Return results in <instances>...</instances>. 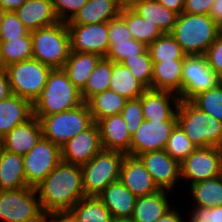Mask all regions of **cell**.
I'll return each mask as SVG.
<instances>
[{"instance_id": "cell-55", "label": "cell", "mask_w": 222, "mask_h": 222, "mask_svg": "<svg viewBox=\"0 0 222 222\" xmlns=\"http://www.w3.org/2000/svg\"><path fill=\"white\" fill-rule=\"evenodd\" d=\"M121 9H132L141 0H116Z\"/></svg>"}, {"instance_id": "cell-27", "label": "cell", "mask_w": 222, "mask_h": 222, "mask_svg": "<svg viewBox=\"0 0 222 222\" xmlns=\"http://www.w3.org/2000/svg\"><path fill=\"white\" fill-rule=\"evenodd\" d=\"M30 187L26 183L21 155L0 151V190H17Z\"/></svg>"}, {"instance_id": "cell-21", "label": "cell", "mask_w": 222, "mask_h": 222, "mask_svg": "<svg viewBox=\"0 0 222 222\" xmlns=\"http://www.w3.org/2000/svg\"><path fill=\"white\" fill-rule=\"evenodd\" d=\"M97 197L109 209L113 219L131 218L137 200L120 180L111 182Z\"/></svg>"}, {"instance_id": "cell-57", "label": "cell", "mask_w": 222, "mask_h": 222, "mask_svg": "<svg viewBox=\"0 0 222 222\" xmlns=\"http://www.w3.org/2000/svg\"><path fill=\"white\" fill-rule=\"evenodd\" d=\"M2 150V138L0 137V151Z\"/></svg>"}, {"instance_id": "cell-42", "label": "cell", "mask_w": 222, "mask_h": 222, "mask_svg": "<svg viewBox=\"0 0 222 222\" xmlns=\"http://www.w3.org/2000/svg\"><path fill=\"white\" fill-rule=\"evenodd\" d=\"M147 49L148 47L144 43L130 39L127 42L113 43L109 48L106 58L113 62L121 63L127 57L144 53Z\"/></svg>"}, {"instance_id": "cell-18", "label": "cell", "mask_w": 222, "mask_h": 222, "mask_svg": "<svg viewBox=\"0 0 222 222\" xmlns=\"http://www.w3.org/2000/svg\"><path fill=\"white\" fill-rule=\"evenodd\" d=\"M119 180L137 197L160 190L141 160L130 155H125L123 159Z\"/></svg>"}, {"instance_id": "cell-12", "label": "cell", "mask_w": 222, "mask_h": 222, "mask_svg": "<svg viewBox=\"0 0 222 222\" xmlns=\"http://www.w3.org/2000/svg\"><path fill=\"white\" fill-rule=\"evenodd\" d=\"M222 80L209 66L205 55H186L182 68V100L215 88Z\"/></svg>"}, {"instance_id": "cell-5", "label": "cell", "mask_w": 222, "mask_h": 222, "mask_svg": "<svg viewBox=\"0 0 222 222\" xmlns=\"http://www.w3.org/2000/svg\"><path fill=\"white\" fill-rule=\"evenodd\" d=\"M32 58L52 69H61L71 52L70 34L66 22L30 31Z\"/></svg>"}, {"instance_id": "cell-43", "label": "cell", "mask_w": 222, "mask_h": 222, "mask_svg": "<svg viewBox=\"0 0 222 222\" xmlns=\"http://www.w3.org/2000/svg\"><path fill=\"white\" fill-rule=\"evenodd\" d=\"M120 114L132 136L144 121L141 99L137 98L127 100Z\"/></svg>"}, {"instance_id": "cell-19", "label": "cell", "mask_w": 222, "mask_h": 222, "mask_svg": "<svg viewBox=\"0 0 222 222\" xmlns=\"http://www.w3.org/2000/svg\"><path fill=\"white\" fill-rule=\"evenodd\" d=\"M42 137L40 121L33 115L2 137V149L24 156Z\"/></svg>"}, {"instance_id": "cell-50", "label": "cell", "mask_w": 222, "mask_h": 222, "mask_svg": "<svg viewBox=\"0 0 222 222\" xmlns=\"http://www.w3.org/2000/svg\"><path fill=\"white\" fill-rule=\"evenodd\" d=\"M12 95L7 72L4 68L0 69V101L9 98Z\"/></svg>"}, {"instance_id": "cell-31", "label": "cell", "mask_w": 222, "mask_h": 222, "mask_svg": "<svg viewBox=\"0 0 222 222\" xmlns=\"http://www.w3.org/2000/svg\"><path fill=\"white\" fill-rule=\"evenodd\" d=\"M196 207L213 208L222 205V175L190 185Z\"/></svg>"}, {"instance_id": "cell-37", "label": "cell", "mask_w": 222, "mask_h": 222, "mask_svg": "<svg viewBox=\"0 0 222 222\" xmlns=\"http://www.w3.org/2000/svg\"><path fill=\"white\" fill-rule=\"evenodd\" d=\"M148 51L153 63L184 59L186 56L170 33H164L154 40L148 46Z\"/></svg>"}, {"instance_id": "cell-36", "label": "cell", "mask_w": 222, "mask_h": 222, "mask_svg": "<svg viewBox=\"0 0 222 222\" xmlns=\"http://www.w3.org/2000/svg\"><path fill=\"white\" fill-rule=\"evenodd\" d=\"M32 58V39L31 34L22 36L18 39L0 41V61L6 66Z\"/></svg>"}, {"instance_id": "cell-45", "label": "cell", "mask_w": 222, "mask_h": 222, "mask_svg": "<svg viewBox=\"0 0 222 222\" xmlns=\"http://www.w3.org/2000/svg\"><path fill=\"white\" fill-rule=\"evenodd\" d=\"M108 39L110 46L113 43H122L133 39L125 20L120 15L108 22Z\"/></svg>"}, {"instance_id": "cell-30", "label": "cell", "mask_w": 222, "mask_h": 222, "mask_svg": "<svg viewBox=\"0 0 222 222\" xmlns=\"http://www.w3.org/2000/svg\"><path fill=\"white\" fill-rule=\"evenodd\" d=\"M109 89L129 99L139 98L147 88L122 63L113 62Z\"/></svg>"}, {"instance_id": "cell-11", "label": "cell", "mask_w": 222, "mask_h": 222, "mask_svg": "<svg viewBox=\"0 0 222 222\" xmlns=\"http://www.w3.org/2000/svg\"><path fill=\"white\" fill-rule=\"evenodd\" d=\"M22 157L26 183L35 187L61 162V148L42 137Z\"/></svg>"}, {"instance_id": "cell-16", "label": "cell", "mask_w": 222, "mask_h": 222, "mask_svg": "<svg viewBox=\"0 0 222 222\" xmlns=\"http://www.w3.org/2000/svg\"><path fill=\"white\" fill-rule=\"evenodd\" d=\"M159 189L173 191L180 176V163L165 150L146 152L138 156Z\"/></svg>"}, {"instance_id": "cell-32", "label": "cell", "mask_w": 222, "mask_h": 222, "mask_svg": "<svg viewBox=\"0 0 222 222\" xmlns=\"http://www.w3.org/2000/svg\"><path fill=\"white\" fill-rule=\"evenodd\" d=\"M127 99L110 89L92 97L88 102L94 122L111 115H118L123 110Z\"/></svg>"}, {"instance_id": "cell-44", "label": "cell", "mask_w": 222, "mask_h": 222, "mask_svg": "<svg viewBox=\"0 0 222 222\" xmlns=\"http://www.w3.org/2000/svg\"><path fill=\"white\" fill-rule=\"evenodd\" d=\"M87 2L88 0H52V5L57 19L68 22Z\"/></svg>"}, {"instance_id": "cell-1", "label": "cell", "mask_w": 222, "mask_h": 222, "mask_svg": "<svg viewBox=\"0 0 222 222\" xmlns=\"http://www.w3.org/2000/svg\"><path fill=\"white\" fill-rule=\"evenodd\" d=\"M34 188L47 216L53 212L71 210L85 197L81 167L64 161Z\"/></svg>"}, {"instance_id": "cell-9", "label": "cell", "mask_w": 222, "mask_h": 222, "mask_svg": "<svg viewBox=\"0 0 222 222\" xmlns=\"http://www.w3.org/2000/svg\"><path fill=\"white\" fill-rule=\"evenodd\" d=\"M13 95L29 100L32 104L42 93L52 68L36 59L13 63L4 68Z\"/></svg>"}, {"instance_id": "cell-48", "label": "cell", "mask_w": 222, "mask_h": 222, "mask_svg": "<svg viewBox=\"0 0 222 222\" xmlns=\"http://www.w3.org/2000/svg\"><path fill=\"white\" fill-rule=\"evenodd\" d=\"M215 0H184L183 12L187 14L210 15Z\"/></svg>"}, {"instance_id": "cell-14", "label": "cell", "mask_w": 222, "mask_h": 222, "mask_svg": "<svg viewBox=\"0 0 222 222\" xmlns=\"http://www.w3.org/2000/svg\"><path fill=\"white\" fill-rule=\"evenodd\" d=\"M177 121H149L141 123L132 135L130 156L138 157L152 151L165 150L168 138Z\"/></svg>"}, {"instance_id": "cell-56", "label": "cell", "mask_w": 222, "mask_h": 222, "mask_svg": "<svg viewBox=\"0 0 222 222\" xmlns=\"http://www.w3.org/2000/svg\"><path fill=\"white\" fill-rule=\"evenodd\" d=\"M112 222H133L131 218L113 219Z\"/></svg>"}, {"instance_id": "cell-6", "label": "cell", "mask_w": 222, "mask_h": 222, "mask_svg": "<svg viewBox=\"0 0 222 222\" xmlns=\"http://www.w3.org/2000/svg\"><path fill=\"white\" fill-rule=\"evenodd\" d=\"M36 118L40 121L43 137L60 148L94 123L90 108L85 102L68 111Z\"/></svg>"}, {"instance_id": "cell-41", "label": "cell", "mask_w": 222, "mask_h": 222, "mask_svg": "<svg viewBox=\"0 0 222 222\" xmlns=\"http://www.w3.org/2000/svg\"><path fill=\"white\" fill-rule=\"evenodd\" d=\"M27 29L15 12H0V41H9L29 35Z\"/></svg>"}, {"instance_id": "cell-24", "label": "cell", "mask_w": 222, "mask_h": 222, "mask_svg": "<svg viewBox=\"0 0 222 222\" xmlns=\"http://www.w3.org/2000/svg\"><path fill=\"white\" fill-rule=\"evenodd\" d=\"M184 59L153 63L151 89L170 91L182 100V68Z\"/></svg>"}, {"instance_id": "cell-28", "label": "cell", "mask_w": 222, "mask_h": 222, "mask_svg": "<svg viewBox=\"0 0 222 222\" xmlns=\"http://www.w3.org/2000/svg\"><path fill=\"white\" fill-rule=\"evenodd\" d=\"M101 58L96 53L71 51L63 69L74 86L82 91Z\"/></svg>"}, {"instance_id": "cell-25", "label": "cell", "mask_w": 222, "mask_h": 222, "mask_svg": "<svg viewBox=\"0 0 222 222\" xmlns=\"http://www.w3.org/2000/svg\"><path fill=\"white\" fill-rule=\"evenodd\" d=\"M168 190L137 197L131 219L133 222H156L172 207L167 199ZM169 201V202H168Z\"/></svg>"}, {"instance_id": "cell-47", "label": "cell", "mask_w": 222, "mask_h": 222, "mask_svg": "<svg viewBox=\"0 0 222 222\" xmlns=\"http://www.w3.org/2000/svg\"><path fill=\"white\" fill-rule=\"evenodd\" d=\"M189 222H222V205L213 208L194 206Z\"/></svg>"}, {"instance_id": "cell-8", "label": "cell", "mask_w": 222, "mask_h": 222, "mask_svg": "<svg viewBox=\"0 0 222 222\" xmlns=\"http://www.w3.org/2000/svg\"><path fill=\"white\" fill-rule=\"evenodd\" d=\"M0 219L3 222H47L34 187L0 190Z\"/></svg>"}, {"instance_id": "cell-49", "label": "cell", "mask_w": 222, "mask_h": 222, "mask_svg": "<svg viewBox=\"0 0 222 222\" xmlns=\"http://www.w3.org/2000/svg\"><path fill=\"white\" fill-rule=\"evenodd\" d=\"M49 219V220H48ZM47 222H79L76 216L70 211H57L47 216Z\"/></svg>"}, {"instance_id": "cell-17", "label": "cell", "mask_w": 222, "mask_h": 222, "mask_svg": "<svg viewBox=\"0 0 222 222\" xmlns=\"http://www.w3.org/2000/svg\"><path fill=\"white\" fill-rule=\"evenodd\" d=\"M139 98L145 120L177 121L176 111L180 101L177 94L170 91L147 89Z\"/></svg>"}, {"instance_id": "cell-29", "label": "cell", "mask_w": 222, "mask_h": 222, "mask_svg": "<svg viewBox=\"0 0 222 222\" xmlns=\"http://www.w3.org/2000/svg\"><path fill=\"white\" fill-rule=\"evenodd\" d=\"M132 10L141 18L155 24L163 33H170L178 14L163 6L157 0H141Z\"/></svg>"}, {"instance_id": "cell-10", "label": "cell", "mask_w": 222, "mask_h": 222, "mask_svg": "<svg viewBox=\"0 0 222 222\" xmlns=\"http://www.w3.org/2000/svg\"><path fill=\"white\" fill-rule=\"evenodd\" d=\"M222 175V148L198 147L180 163L181 179L190 185Z\"/></svg>"}, {"instance_id": "cell-46", "label": "cell", "mask_w": 222, "mask_h": 222, "mask_svg": "<svg viewBox=\"0 0 222 222\" xmlns=\"http://www.w3.org/2000/svg\"><path fill=\"white\" fill-rule=\"evenodd\" d=\"M204 55L211 69L222 80V33L210 45Z\"/></svg>"}, {"instance_id": "cell-52", "label": "cell", "mask_w": 222, "mask_h": 222, "mask_svg": "<svg viewBox=\"0 0 222 222\" xmlns=\"http://www.w3.org/2000/svg\"><path fill=\"white\" fill-rule=\"evenodd\" d=\"M163 6L174 11L178 15L184 10V0H157Z\"/></svg>"}, {"instance_id": "cell-54", "label": "cell", "mask_w": 222, "mask_h": 222, "mask_svg": "<svg viewBox=\"0 0 222 222\" xmlns=\"http://www.w3.org/2000/svg\"><path fill=\"white\" fill-rule=\"evenodd\" d=\"M156 222H184V219L177 209L171 208Z\"/></svg>"}, {"instance_id": "cell-40", "label": "cell", "mask_w": 222, "mask_h": 222, "mask_svg": "<svg viewBox=\"0 0 222 222\" xmlns=\"http://www.w3.org/2000/svg\"><path fill=\"white\" fill-rule=\"evenodd\" d=\"M196 149V146L186 136L178 124L172 129L165 151L176 161L181 163Z\"/></svg>"}, {"instance_id": "cell-7", "label": "cell", "mask_w": 222, "mask_h": 222, "mask_svg": "<svg viewBox=\"0 0 222 222\" xmlns=\"http://www.w3.org/2000/svg\"><path fill=\"white\" fill-rule=\"evenodd\" d=\"M125 155L120 151L102 149L80 166L85 197H97L111 182L119 180Z\"/></svg>"}, {"instance_id": "cell-23", "label": "cell", "mask_w": 222, "mask_h": 222, "mask_svg": "<svg viewBox=\"0 0 222 222\" xmlns=\"http://www.w3.org/2000/svg\"><path fill=\"white\" fill-rule=\"evenodd\" d=\"M33 116L32 103L20 96L11 95L0 101V137H4L14 127Z\"/></svg>"}, {"instance_id": "cell-13", "label": "cell", "mask_w": 222, "mask_h": 222, "mask_svg": "<svg viewBox=\"0 0 222 222\" xmlns=\"http://www.w3.org/2000/svg\"><path fill=\"white\" fill-rule=\"evenodd\" d=\"M70 34L71 51L96 53L106 57L110 43L108 22L98 24H67Z\"/></svg>"}, {"instance_id": "cell-38", "label": "cell", "mask_w": 222, "mask_h": 222, "mask_svg": "<svg viewBox=\"0 0 222 222\" xmlns=\"http://www.w3.org/2000/svg\"><path fill=\"white\" fill-rule=\"evenodd\" d=\"M147 89H151L153 62L148 49L141 54L127 57L121 62Z\"/></svg>"}, {"instance_id": "cell-39", "label": "cell", "mask_w": 222, "mask_h": 222, "mask_svg": "<svg viewBox=\"0 0 222 222\" xmlns=\"http://www.w3.org/2000/svg\"><path fill=\"white\" fill-rule=\"evenodd\" d=\"M190 101L200 110L222 121V82L215 88L197 94Z\"/></svg>"}, {"instance_id": "cell-53", "label": "cell", "mask_w": 222, "mask_h": 222, "mask_svg": "<svg viewBox=\"0 0 222 222\" xmlns=\"http://www.w3.org/2000/svg\"><path fill=\"white\" fill-rule=\"evenodd\" d=\"M210 16L222 28V0H215L210 10Z\"/></svg>"}, {"instance_id": "cell-2", "label": "cell", "mask_w": 222, "mask_h": 222, "mask_svg": "<svg viewBox=\"0 0 222 222\" xmlns=\"http://www.w3.org/2000/svg\"><path fill=\"white\" fill-rule=\"evenodd\" d=\"M222 33V28L210 15L187 14L177 16L170 34L186 55H204Z\"/></svg>"}, {"instance_id": "cell-15", "label": "cell", "mask_w": 222, "mask_h": 222, "mask_svg": "<svg viewBox=\"0 0 222 222\" xmlns=\"http://www.w3.org/2000/svg\"><path fill=\"white\" fill-rule=\"evenodd\" d=\"M100 131L96 122L71 138L61 147V161L82 166L102 150Z\"/></svg>"}, {"instance_id": "cell-51", "label": "cell", "mask_w": 222, "mask_h": 222, "mask_svg": "<svg viewBox=\"0 0 222 222\" xmlns=\"http://www.w3.org/2000/svg\"><path fill=\"white\" fill-rule=\"evenodd\" d=\"M26 0H0V12H15Z\"/></svg>"}, {"instance_id": "cell-4", "label": "cell", "mask_w": 222, "mask_h": 222, "mask_svg": "<svg viewBox=\"0 0 222 222\" xmlns=\"http://www.w3.org/2000/svg\"><path fill=\"white\" fill-rule=\"evenodd\" d=\"M176 119L196 148H222V121L200 110L190 100L179 101Z\"/></svg>"}, {"instance_id": "cell-20", "label": "cell", "mask_w": 222, "mask_h": 222, "mask_svg": "<svg viewBox=\"0 0 222 222\" xmlns=\"http://www.w3.org/2000/svg\"><path fill=\"white\" fill-rule=\"evenodd\" d=\"M101 145L104 150L120 151L130 155L132 136L121 114L111 115L97 122Z\"/></svg>"}, {"instance_id": "cell-22", "label": "cell", "mask_w": 222, "mask_h": 222, "mask_svg": "<svg viewBox=\"0 0 222 222\" xmlns=\"http://www.w3.org/2000/svg\"><path fill=\"white\" fill-rule=\"evenodd\" d=\"M15 13L30 31L59 21L55 15L52 0H26Z\"/></svg>"}, {"instance_id": "cell-33", "label": "cell", "mask_w": 222, "mask_h": 222, "mask_svg": "<svg viewBox=\"0 0 222 222\" xmlns=\"http://www.w3.org/2000/svg\"><path fill=\"white\" fill-rule=\"evenodd\" d=\"M120 16L125 20L133 39L147 47L164 33L155 24L141 18L132 9H121Z\"/></svg>"}, {"instance_id": "cell-26", "label": "cell", "mask_w": 222, "mask_h": 222, "mask_svg": "<svg viewBox=\"0 0 222 222\" xmlns=\"http://www.w3.org/2000/svg\"><path fill=\"white\" fill-rule=\"evenodd\" d=\"M121 8L116 0H88L66 24L106 23L120 15Z\"/></svg>"}, {"instance_id": "cell-35", "label": "cell", "mask_w": 222, "mask_h": 222, "mask_svg": "<svg viewBox=\"0 0 222 222\" xmlns=\"http://www.w3.org/2000/svg\"><path fill=\"white\" fill-rule=\"evenodd\" d=\"M79 222H112L113 216L98 197L81 198L70 210Z\"/></svg>"}, {"instance_id": "cell-3", "label": "cell", "mask_w": 222, "mask_h": 222, "mask_svg": "<svg viewBox=\"0 0 222 222\" xmlns=\"http://www.w3.org/2000/svg\"><path fill=\"white\" fill-rule=\"evenodd\" d=\"M81 91L69 80L63 68L52 69L46 85L33 105V115L44 117L82 105Z\"/></svg>"}, {"instance_id": "cell-34", "label": "cell", "mask_w": 222, "mask_h": 222, "mask_svg": "<svg viewBox=\"0 0 222 222\" xmlns=\"http://www.w3.org/2000/svg\"><path fill=\"white\" fill-rule=\"evenodd\" d=\"M113 61L102 57L90 74L87 84L81 91L83 102L87 103L95 95L109 89Z\"/></svg>"}]
</instances>
